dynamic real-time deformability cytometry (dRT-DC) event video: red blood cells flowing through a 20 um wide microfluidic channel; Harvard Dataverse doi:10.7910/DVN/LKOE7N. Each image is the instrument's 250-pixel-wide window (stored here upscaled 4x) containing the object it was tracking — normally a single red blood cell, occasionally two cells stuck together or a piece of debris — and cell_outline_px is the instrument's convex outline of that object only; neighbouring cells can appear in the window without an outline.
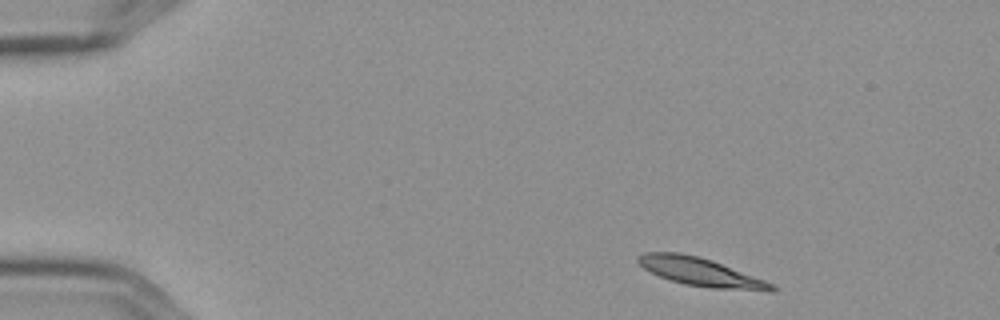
{"species": "Egyptian fruit bat (a non-hibernating species)", "species_latin": "Rousettus aegyptiacus", "temperature_condition": "cold", "stored_images_in_passage": 6, "camera_frame_rate_fps": 3000, "um_per_image_px": 0.085, "frame": {"image": 1, "passage_image": 1, "time_ms": 0.0, "image_size_px": [1000, 320], "cell_outline_px": [[776, 292], [768, 292], [708, 288], [684, 284], [668, 280], [644, 268], [636, 260], [636, 256], [644, 252], [680, 252], [700, 256], [712, 260], [776, 284]], "centroid_in_image_um": [59.62, 23.13], "position_along_channel_um": 25.4, "area_um2": 22.48}}
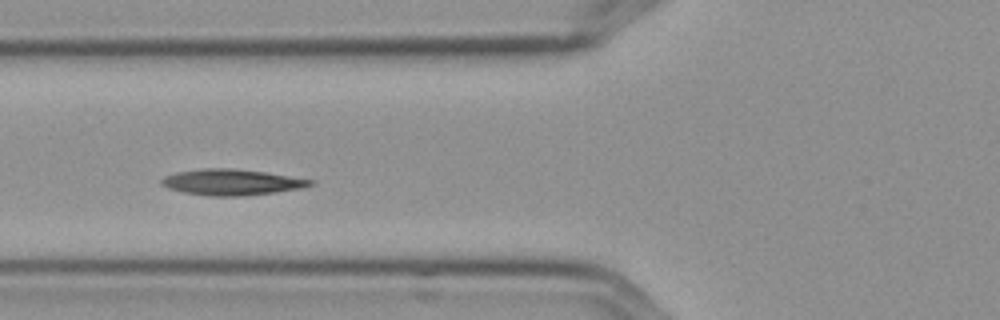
{"frame": {"image": 2, "passage_image": 5, "time_ms": 1.333, "image_size_px": [1000, 320], "cell_outline_px": [[316, 184], [304, 188], [276, 192], [244, 196], [208, 196], [184, 192], [168, 188], [160, 184], [160, 180], [164, 176], [176, 172], [204, 168], [228, 168], [264, 172], [316, 180]], "centroid_in_image_um": [19.72, 15.49], "position_along_channel_um": 106.1, "area_um2": 22.66}}
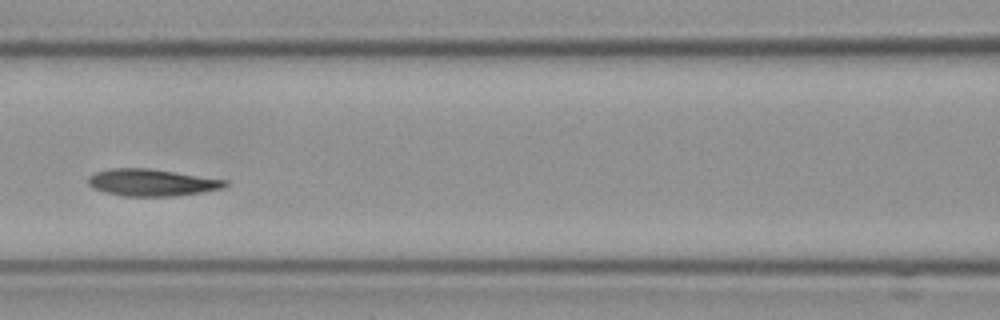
{"frame": {"image": 3, "passage_image": 6, "time_ms": 1.667, "image_size_px": [1000, 320], "cell_outline_px": [[228, 184], [224, 188], [176, 196], [124, 196], [104, 192], [92, 188], [88, 184], [88, 176], [96, 172], [112, 168], [148, 168], [228, 180]], "centroid_in_image_um": [12.88, 15.51], "position_along_channel_um": 153.7, "area_um2": 21.5}}